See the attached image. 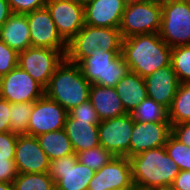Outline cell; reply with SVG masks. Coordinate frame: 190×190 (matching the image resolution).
<instances>
[{
	"label": "cell",
	"mask_w": 190,
	"mask_h": 190,
	"mask_svg": "<svg viewBox=\"0 0 190 190\" xmlns=\"http://www.w3.org/2000/svg\"><path fill=\"white\" fill-rule=\"evenodd\" d=\"M83 76L90 84L115 87L130 72L121 51L93 50L90 57L79 64Z\"/></svg>",
	"instance_id": "5"
},
{
	"label": "cell",
	"mask_w": 190,
	"mask_h": 190,
	"mask_svg": "<svg viewBox=\"0 0 190 190\" xmlns=\"http://www.w3.org/2000/svg\"><path fill=\"white\" fill-rule=\"evenodd\" d=\"M14 190H55V182L44 173H18L13 180Z\"/></svg>",
	"instance_id": "27"
},
{
	"label": "cell",
	"mask_w": 190,
	"mask_h": 190,
	"mask_svg": "<svg viewBox=\"0 0 190 190\" xmlns=\"http://www.w3.org/2000/svg\"><path fill=\"white\" fill-rule=\"evenodd\" d=\"M68 112L45 94L34 101L30 114L27 135L37 137L40 134L64 129Z\"/></svg>",
	"instance_id": "12"
},
{
	"label": "cell",
	"mask_w": 190,
	"mask_h": 190,
	"mask_svg": "<svg viewBox=\"0 0 190 190\" xmlns=\"http://www.w3.org/2000/svg\"><path fill=\"white\" fill-rule=\"evenodd\" d=\"M122 40L119 28L92 27L84 24L77 35L67 43L65 59L79 65L91 56L93 50L121 51Z\"/></svg>",
	"instance_id": "4"
},
{
	"label": "cell",
	"mask_w": 190,
	"mask_h": 190,
	"mask_svg": "<svg viewBox=\"0 0 190 190\" xmlns=\"http://www.w3.org/2000/svg\"><path fill=\"white\" fill-rule=\"evenodd\" d=\"M133 185L132 167L127 157L115 156L96 171L88 190H127Z\"/></svg>",
	"instance_id": "14"
},
{
	"label": "cell",
	"mask_w": 190,
	"mask_h": 190,
	"mask_svg": "<svg viewBox=\"0 0 190 190\" xmlns=\"http://www.w3.org/2000/svg\"><path fill=\"white\" fill-rule=\"evenodd\" d=\"M90 86L80 66L64 59L51 76L44 94L68 112L89 100Z\"/></svg>",
	"instance_id": "2"
},
{
	"label": "cell",
	"mask_w": 190,
	"mask_h": 190,
	"mask_svg": "<svg viewBox=\"0 0 190 190\" xmlns=\"http://www.w3.org/2000/svg\"><path fill=\"white\" fill-rule=\"evenodd\" d=\"M133 184L153 188L173 183L180 172L176 162L166 153L165 147L152 148L129 158Z\"/></svg>",
	"instance_id": "3"
},
{
	"label": "cell",
	"mask_w": 190,
	"mask_h": 190,
	"mask_svg": "<svg viewBox=\"0 0 190 190\" xmlns=\"http://www.w3.org/2000/svg\"><path fill=\"white\" fill-rule=\"evenodd\" d=\"M33 103L34 102L10 103L9 132L17 135L27 134Z\"/></svg>",
	"instance_id": "28"
},
{
	"label": "cell",
	"mask_w": 190,
	"mask_h": 190,
	"mask_svg": "<svg viewBox=\"0 0 190 190\" xmlns=\"http://www.w3.org/2000/svg\"><path fill=\"white\" fill-rule=\"evenodd\" d=\"M0 190H14L13 183L0 182Z\"/></svg>",
	"instance_id": "41"
},
{
	"label": "cell",
	"mask_w": 190,
	"mask_h": 190,
	"mask_svg": "<svg viewBox=\"0 0 190 190\" xmlns=\"http://www.w3.org/2000/svg\"><path fill=\"white\" fill-rule=\"evenodd\" d=\"M12 13L28 14L46 6L48 0H7Z\"/></svg>",
	"instance_id": "33"
},
{
	"label": "cell",
	"mask_w": 190,
	"mask_h": 190,
	"mask_svg": "<svg viewBox=\"0 0 190 190\" xmlns=\"http://www.w3.org/2000/svg\"><path fill=\"white\" fill-rule=\"evenodd\" d=\"M171 134L182 144L190 147V121L171 125Z\"/></svg>",
	"instance_id": "37"
},
{
	"label": "cell",
	"mask_w": 190,
	"mask_h": 190,
	"mask_svg": "<svg viewBox=\"0 0 190 190\" xmlns=\"http://www.w3.org/2000/svg\"><path fill=\"white\" fill-rule=\"evenodd\" d=\"M172 186L175 190H190V171L180 170Z\"/></svg>",
	"instance_id": "39"
},
{
	"label": "cell",
	"mask_w": 190,
	"mask_h": 190,
	"mask_svg": "<svg viewBox=\"0 0 190 190\" xmlns=\"http://www.w3.org/2000/svg\"><path fill=\"white\" fill-rule=\"evenodd\" d=\"M30 29L31 46L67 52V42L60 36L47 7L26 14Z\"/></svg>",
	"instance_id": "13"
},
{
	"label": "cell",
	"mask_w": 190,
	"mask_h": 190,
	"mask_svg": "<svg viewBox=\"0 0 190 190\" xmlns=\"http://www.w3.org/2000/svg\"><path fill=\"white\" fill-rule=\"evenodd\" d=\"M164 147L180 170L190 171V147L182 144L172 134L169 135Z\"/></svg>",
	"instance_id": "31"
},
{
	"label": "cell",
	"mask_w": 190,
	"mask_h": 190,
	"mask_svg": "<svg viewBox=\"0 0 190 190\" xmlns=\"http://www.w3.org/2000/svg\"><path fill=\"white\" fill-rule=\"evenodd\" d=\"M17 137L9 131L0 133V158H14Z\"/></svg>",
	"instance_id": "35"
},
{
	"label": "cell",
	"mask_w": 190,
	"mask_h": 190,
	"mask_svg": "<svg viewBox=\"0 0 190 190\" xmlns=\"http://www.w3.org/2000/svg\"><path fill=\"white\" fill-rule=\"evenodd\" d=\"M162 6L152 2L133 0L126 4L119 27L122 38L139 34L159 33Z\"/></svg>",
	"instance_id": "7"
},
{
	"label": "cell",
	"mask_w": 190,
	"mask_h": 190,
	"mask_svg": "<svg viewBox=\"0 0 190 190\" xmlns=\"http://www.w3.org/2000/svg\"><path fill=\"white\" fill-rule=\"evenodd\" d=\"M74 3L80 4L82 6H85L86 4H88L91 0H70Z\"/></svg>",
	"instance_id": "44"
},
{
	"label": "cell",
	"mask_w": 190,
	"mask_h": 190,
	"mask_svg": "<svg viewBox=\"0 0 190 190\" xmlns=\"http://www.w3.org/2000/svg\"><path fill=\"white\" fill-rule=\"evenodd\" d=\"M64 59L65 55L59 50L30 46L18 53L17 65L45 89Z\"/></svg>",
	"instance_id": "9"
},
{
	"label": "cell",
	"mask_w": 190,
	"mask_h": 190,
	"mask_svg": "<svg viewBox=\"0 0 190 190\" xmlns=\"http://www.w3.org/2000/svg\"><path fill=\"white\" fill-rule=\"evenodd\" d=\"M168 119L171 125L190 121V82L180 83L168 109Z\"/></svg>",
	"instance_id": "25"
},
{
	"label": "cell",
	"mask_w": 190,
	"mask_h": 190,
	"mask_svg": "<svg viewBox=\"0 0 190 190\" xmlns=\"http://www.w3.org/2000/svg\"><path fill=\"white\" fill-rule=\"evenodd\" d=\"M170 134V122L134 121L130 139L129 158L143 151L165 146Z\"/></svg>",
	"instance_id": "17"
},
{
	"label": "cell",
	"mask_w": 190,
	"mask_h": 190,
	"mask_svg": "<svg viewBox=\"0 0 190 190\" xmlns=\"http://www.w3.org/2000/svg\"><path fill=\"white\" fill-rule=\"evenodd\" d=\"M125 7L122 0H91L84 6V23L92 27L119 28Z\"/></svg>",
	"instance_id": "18"
},
{
	"label": "cell",
	"mask_w": 190,
	"mask_h": 190,
	"mask_svg": "<svg viewBox=\"0 0 190 190\" xmlns=\"http://www.w3.org/2000/svg\"><path fill=\"white\" fill-rule=\"evenodd\" d=\"M37 139L49 160L75 154L71 141L64 129L40 134L37 136Z\"/></svg>",
	"instance_id": "24"
},
{
	"label": "cell",
	"mask_w": 190,
	"mask_h": 190,
	"mask_svg": "<svg viewBox=\"0 0 190 190\" xmlns=\"http://www.w3.org/2000/svg\"><path fill=\"white\" fill-rule=\"evenodd\" d=\"M123 2H125L126 4L132 2L133 0H122Z\"/></svg>",
	"instance_id": "46"
},
{
	"label": "cell",
	"mask_w": 190,
	"mask_h": 190,
	"mask_svg": "<svg viewBox=\"0 0 190 190\" xmlns=\"http://www.w3.org/2000/svg\"><path fill=\"white\" fill-rule=\"evenodd\" d=\"M130 114L137 122H170L168 109L150 97L144 99Z\"/></svg>",
	"instance_id": "26"
},
{
	"label": "cell",
	"mask_w": 190,
	"mask_h": 190,
	"mask_svg": "<svg viewBox=\"0 0 190 190\" xmlns=\"http://www.w3.org/2000/svg\"><path fill=\"white\" fill-rule=\"evenodd\" d=\"M134 121L129 113L101 121L98 124L100 145L114 156L129 158Z\"/></svg>",
	"instance_id": "10"
},
{
	"label": "cell",
	"mask_w": 190,
	"mask_h": 190,
	"mask_svg": "<svg viewBox=\"0 0 190 190\" xmlns=\"http://www.w3.org/2000/svg\"><path fill=\"white\" fill-rule=\"evenodd\" d=\"M68 115L75 120L84 121H100L95 108L93 107L90 100L83 102L77 107L72 108L68 111Z\"/></svg>",
	"instance_id": "34"
},
{
	"label": "cell",
	"mask_w": 190,
	"mask_h": 190,
	"mask_svg": "<svg viewBox=\"0 0 190 190\" xmlns=\"http://www.w3.org/2000/svg\"><path fill=\"white\" fill-rule=\"evenodd\" d=\"M139 1L152 2V3H156V4L162 5L166 0H139Z\"/></svg>",
	"instance_id": "45"
},
{
	"label": "cell",
	"mask_w": 190,
	"mask_h": 190,
	"mask_svg": "<svg viewBox=\"0 0 190 190\" xmlns=\"http://www.w3.org/2000/svg\"><path fill=\"white\" fill-rule=\"evenodd\" d=\"M12 11L7 0H0V28L11 16Z\"/></svg>",
	"instance_id": "40"
},
{
	"label": "cell",
	"mask_w": 190,
	"mask_h": 190,
	"mask_svg": "<svg viewBox=\"0 0 190 190\" xmlns=\"http://www.w3.org/2000/svg\"><path fill=\"white\" fill-rule=\"evenodd\" d=\"M10 102L0 97V133L9 131Z\"/></svg>",
	"instance_id": "38"
},
{
	"label": "cell",
	"mask_w": 190,
	"mask_h": 190,
	"mask_svg": "<svg viewBox=\"0 0 190 190\" xmlns=\"http://www.w3.org/2000/svg\"><path fill=\"white\" fill-rule=\"evenodd\" d=\"M80 163L98 171L102 166L108 164L115 156L101 145L76 153Z\"/></svg>",
	"instance_id": "30"
},
{
	"label": "cell",
	"mask_w": 190,
	"mask_h": 190,
	"mask_svg": "<svg viewBox=\"0 0 190 190\" xmlns=\"http://www.w3.org/2000/svg\"><path fill=\"white\" fill-rule=\"evenodd\" d=\"M150 190H175L172 184L169 185H161L151 188Z\"/></svg>",
	"instance_id": "42"
},
{
	"label": "cell",
	"mask_w": 190,
	"mask_h": 190,
	"mask_svg": "<svg viewBox=\"0 0 190 190\" xmlns=\"http://www.w3.org/2000/svg\"><path fill=\"white\" fill-rule=\"evenodd\" d=\"M126 113H131L147 96L144 78L135 72H128L115 86Z\"/></svg>",
	"instance_id": "23"
},
{
	"label": "cell",
	"mask_w": 190,
	"mask_h": 190,
	"mask_svg": "<svg viewBox=\"0 0 190 190\" xmlns=\"http://www.w3.org/2000/svg\"><path fill=\"white\" fill-rule=\"evenodd\" d=\"M18 53L0 39V77L17 66Z\"/></svg>",
	"instance_id": "32"
},
{
	"label": "cell",
	"mask_w": 190,
	"mask_h": 190,
	"mask_svg": "<svg viewBox=\"0 0 190 190\" xmlns=\"http://www.w3.org/2000/svg\"><path fill=\"white\" fill-rule=\"evenodd\" d=\"M0 39L17 53L31 46L27 15L12 13L0 28Z\"/></svg>",
	"instance_id": "22"
},
{
	"label": "cell",
	"mask_w": 190,
	"mask_h": 190,
	"mask_svg": "<svg viewBox=\"0 0 190 190\" xmlns=\"http://www.w3.org/2000/svg\"><path fill=\"white\" fill-rule=\"evenodd\" d=\"M101 121L75 120L67 115L64 130L75 154L100 145L98 124Z\"/></svg>",
	"instance_id": "20"
},
{
	"label": "cell",
	"mask_w": 190,
	"mask_h": 190,
	"mask_svg": "<svg viewBox=\"0 0 190 190\" xmlns=\"http://www.w3.org/2000/svg\"><path fill=\"white\" fill-rule=\"evenodd\" d=\"M89 100L95 108L100 121L126 114L115 87L91 84Z\"/></svg>",
	"instance_id": "21"
},
{
	"label": "cell",
	"mask_w": 190,
	"mask_h": 190,
	"mask_svg": "<svg viewBox=\"0 0 190 190\" xmlns=\"http://www.w3.org/2000/svg\"><path fill=\"white\" fill-rule=\"evenodd\" d=\"M159 36L171 48L190 45V0H166Z\"/></svg>",
	"instance_id": "6"
},
{
	"label": "cell",
	"mask_w": 190,
	"mask_h": 190,
	"mask_svg": "<svg viewBox=\"0 0 190 190\" xmlns=\"http://www.w3.org/2000/svg\"><path fill=\"white\" fill-rule=\"evenodd\" d=\"M17 175L14 158H0V182L12 183Z\"/></svg>",
	"instance_id": "36"
},
{
	"label": "cell",
	"mask_w": 190,
	"mask_h": 190,
	"mask_svg": "<svg viewBox=\"0 0 190 190\" xmlns=\"http://www.w3.org/2000/svg\"><path fill=\"white\" fill-rule=\"evenodd\" d=\"M144 81L147 96L169 109L180 85L173 67L170 65L157 69Z\"/></svg>",
	"instance_id": "19"
},
{
	"label": "cell",
	"mask_w": 190,
	"mask_h": 190,
	"mask_svg": "<svg viewBox=\"0 0 190 190\" xmlns=\"http://www.w3.org/2000/svg\"><path fill=\"white\" fill-rule=\"evenodd\" d=\"M127 190H150V189L149 188H145V187H141V186H137V185L133 184Z\"/></svg>",
	"instance_id": "43"
},
{
	"label": "cell",
	"mask_w": 190,
	"mask_h": 190,
	"mask_svg": "<svg viewBox=\"0 0 190 190\" xmlns=\"http://www.w3.org/2000/svg\"><path fill=\"white\" fill-rule=\"evenodd\" d=\"M44 95V88L18 65L0 77V97L10 103L34 102Z\"/></svg>",
	"instance_id": "11"
},
{
	"label": "cell",
	"mask_w": 190,
	"mask_h": 190,
	"mask_svg": "<svg viewBox=\"0 0 190 190\" xmlns=\"http://www.w3.org/2000/svg\"><path fill=\"white\" fill-rule=\"evenodd\" d=\"M171 66L180 83L190 82V45L172 48Z\"/></svg>",
	"instance_id": "29"
},
{
	"label": "cell",
	"mask_w": 190,
	"mask_h": 190,
	"mask_svg": "<svg viewBox=\"0 0 190 190\" xmlns=\"http://www.w3.org/2000/svg\"><path fill=\"white\" fill-rule=\"evenodd\" d=\"M58 33L68 43L84 26V6L70 0H48L46 4Z\"/></svg>",
	"instance_id": "15"
},
{
	"label": "cell",
	"mask_w": 190,
	"mask_h": 190,
	"mask_svg": "<svg viewBox=\"0 0 190 190\" xmlns=\"http://www.w3.org/2000/svg\"><path fill=\"white\" fill-rule=\"evenodd\" d=\"M172 48L159 33L134 35L122 40L121 54L130 71L142 78L171 65Z\"/></svg>",
	"instance_id": "1"
},
{
	"label": "cell",
	"mask_w": 190,
	"mask_h": 190,
	"mask_svg": "<svg viewBox=\"0 0 190 190\" xmlns=\"http://www.w3.org/2000/svg\"><path fill=\"white\" fill-rule=\"evenodd\" d=\"M96 171L80 163L76 154L50 160L49 176L55 182V190H88Z\"/></svg>",
	"instance_id": "8"
},
{
	"label": "cell",
	"mask_w": 190,
	"mask_h": 190,
	"mask_svg": "<svg viewBox=\"0 0 190 190\" xmlns=\"http://www.w3.org/2000/svg\"><path fill=\"white\" fill-rule=\"evenodd\" d=\"M14 162L18 173H44L49 170L50 160L37 137L23 134L17 137Z\"/></svg>",
	"instance_id": "16"
}]
</instances>
